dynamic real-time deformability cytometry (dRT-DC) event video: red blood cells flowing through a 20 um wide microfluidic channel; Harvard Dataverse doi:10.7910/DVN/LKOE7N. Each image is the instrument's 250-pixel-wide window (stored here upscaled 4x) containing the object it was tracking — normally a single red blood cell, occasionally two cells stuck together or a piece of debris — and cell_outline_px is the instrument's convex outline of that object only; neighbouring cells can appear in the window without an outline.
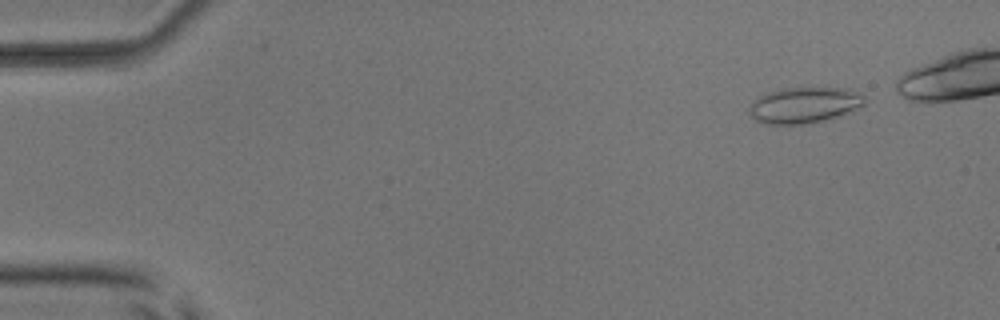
{"species": "common noctule bat (a hibernating species)", "species_latin": "Nyctalus noctula", "temperature_condition": "room temperature", "stored_images_in_passage": 46, "camera_frame_rate_fps": 3000, "um_per_image_px": 0.085, "animal": {"sex": "male", "body_mass_g": 17.9, "forearm_length_mm": 54.2}, "frame": {"image": 1, "passage_image": 4, "time_ms": 1.0, "image_size_px": [1000, 320], "cell_outline_px": [[864, 104], [840, 116], [824, 120], [804, 124], [768, 124], [756, 120], [752, 116], [748, 108], [760, 96], [768, 92], [784, 88], [856, 88], [864, 96]], "centroid_in_image_um": [68.41, 8.92], "position_along_channel_um": 16.6, "area_um2": 24.04}}
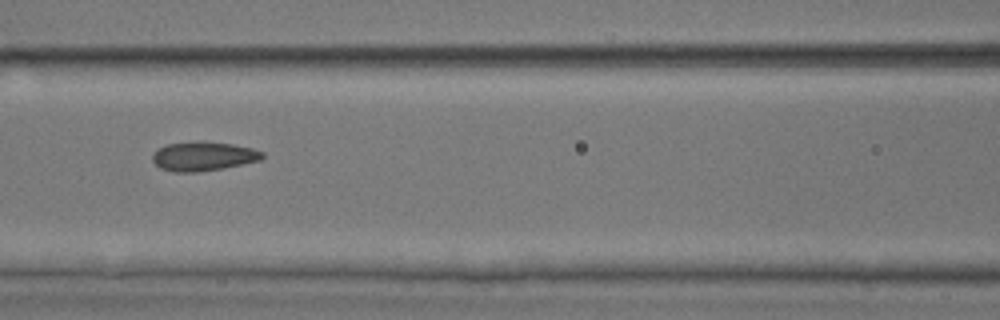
{"frame": {"image": 2, "passage_image": 23, "time_ms": 7.333, "image_size_px": [1000, 320], "cell_outline_px": [[264, 156], [260, 160], [220, 168], [196, 172], [172, 172], [160, 168], [152, 160], [152, 156], [160, 148], [168, 144], [196, 140], [204, 140], [232, 144], [252, 148], [264, 152]], "centroid_in_image_um": [17.27, 13.26], "position_along_channel_um": 149.3, "area_um2": 18.61}}
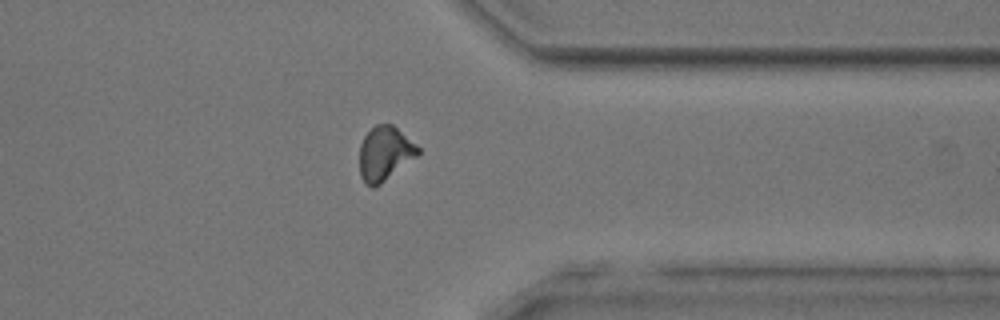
{"frame": {"image": 3, "passage_image": 41, "time_ms": 13.333, "image_size_px": [1000, 320], "cell_outline_px": [[420, 152], [416, 156], [380, 184], [372, 188], [360, 176], [360, 144], [364, 136], [376, 124], [392, 124], [416, 144], [420, 148]], "centroid_in_image_um": [32.7, 13.03], "position_along_channel_um": 378.7, "area_um2": 18.09}}